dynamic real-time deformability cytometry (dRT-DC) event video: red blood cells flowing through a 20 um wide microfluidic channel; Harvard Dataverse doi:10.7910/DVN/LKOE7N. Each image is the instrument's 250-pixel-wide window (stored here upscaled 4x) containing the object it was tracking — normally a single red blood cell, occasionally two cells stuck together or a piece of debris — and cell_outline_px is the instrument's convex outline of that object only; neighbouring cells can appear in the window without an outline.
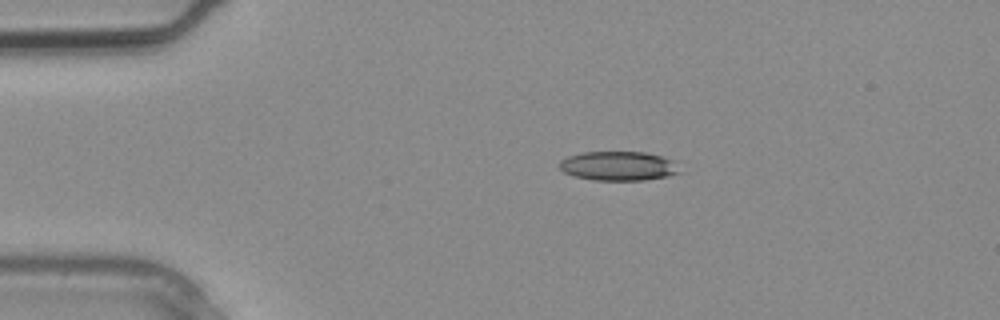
{"species": "common noctule bat (a hibernating species)", "species_latin": "Nyctalus noctula", "temperature_condition": "warm", "stored_images_in_passage": 2, "camera_frame_rate_fps": 3000, "um_per_image_px": 0.085, "animal": {"sex": "male", "body_mass_g": 20.4}, "frame": {"image": 1, "passage_image": 1, "time_ms": 0.0, "image_size_px": [1000, 320], "cell_outline_px": [[680, 172], [664, 176], [644, 180], [592, 180], [576, 176], [564, 172], [560, 168], [560, 160], [568, 156], [584, 152], [644, 152], [660, 156], [672, 160]], "centroid_in_image_um": [52.52, 14.1], "position_along_channel_um": 32.5, "area_um2": 20.11}}
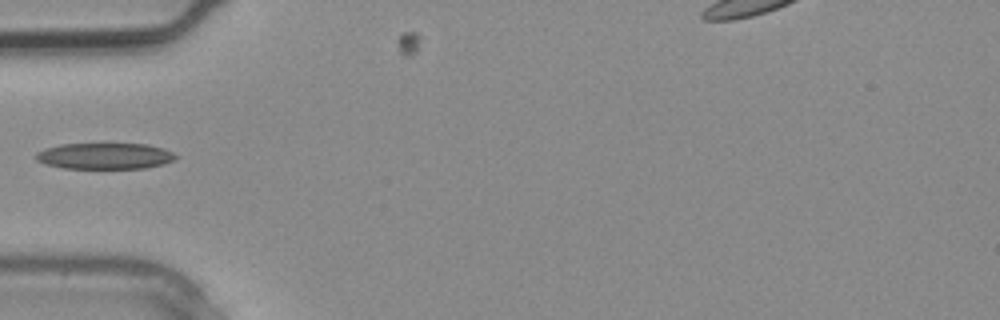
{"frame": {"image": 2, "passage_image": 2, "time_ms": 0.333, "image_size_px": [1000, 320], "cell_outline_px": [[180, 156], [176, 160], [164, 164], [144, 168], [64, 168], [44, 164], [36, 160], [36, 152], [44, 148], [60, 144], [148, 144], [164, 148]], "centroid_in_image_um": [8.94, 13.26], "position_along_channel_um": 76.1, "area_um2": 21.5}}